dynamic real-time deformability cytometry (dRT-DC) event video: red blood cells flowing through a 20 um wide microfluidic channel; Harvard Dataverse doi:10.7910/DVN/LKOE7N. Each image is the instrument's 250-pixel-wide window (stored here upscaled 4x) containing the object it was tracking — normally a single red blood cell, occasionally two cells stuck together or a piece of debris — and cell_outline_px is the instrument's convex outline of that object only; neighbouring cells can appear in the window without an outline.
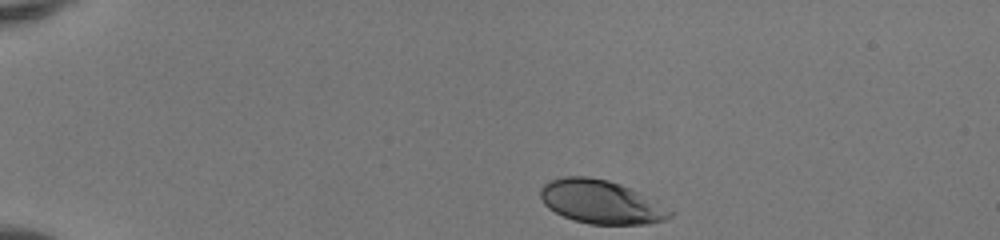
{"species": "human", "species_latin": "Homo sapiens", "temperature_condition": "room temperature", "stored_images_in_passage": 38, "camera_frame_rate_fps": 3000, "um_per_image_px": 0.085, "donor": {"sex": "female"}, "frame": {"image": 1, "passage_image": 1, "time_ms": 0.0, "image_size_px": [1000, 240], "cell_outline_px": [[676, 212], [672, 216], [664, 220], [648, 224], [588, 224], [572, 220], [548, 208], [544, 204], [540, 196], [540, 188], [544, 184], [552, 180], [564, 176], [588, 176], [608, 180], [620, 184], [640, 192]], "centroid_in_image_um": [51.1, 17.16], "position_along_channel_um": 33.9, "area_um2": 33.0}}
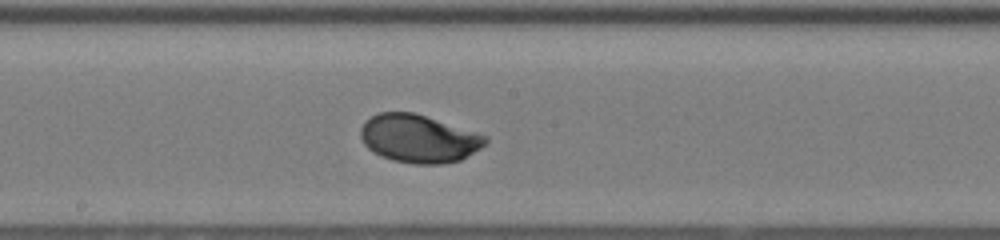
{"frame": {"image": 2, "passage_image": 20, "time_ms": 6.333, "image_size_px": [1000, 240], "cell_outline_px": [[488, 140], [480, 148], [460, 160], [440, 164], [416, 164], [392, 160], [380, 156], [368, 148], [364, 144], [360, 136], [360, 128], [364, 120], [376, 112], [412, 112], [476, 132], [488, 136]], "centroid_in_image_um": [35.54, 11.78], "position_along_channel_um": 212.7, "area_um2": 34.85}}
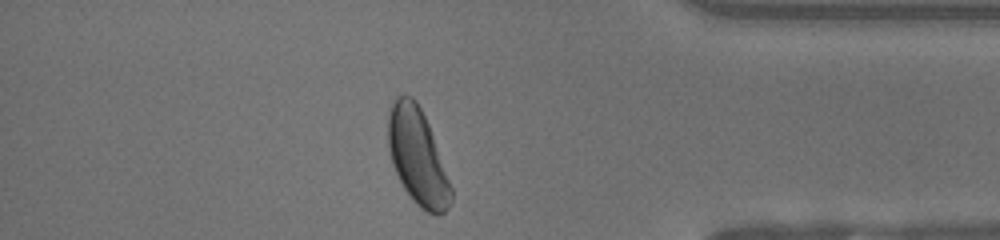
{"frame": {"image": 3, "passage_image": 35, "time_ms": 11.333, "image_size_px": [1000, 240], "cell_outline_px": [[452, 200], [448, 208], [444, 212], [428, 212], [420, 208], [412, 200], [404, 188], [392, 164], [388, 148], [388, 108], [396, 96], [404, 92], [412, 96], [416, 100], [428, 124], [452, 188]], "centroid_in_image_um": [35.45, 13.26], "position_along_channel_um": 399.7, "area_um2": 35.03}, "authors_computed_cell_mechanics": {"area_um2": 33.9575, "velocity_mm_per_s": 4.113, "shape_relaxation_time_tau1_ms": 1.634, "shape_relaxation_time_tau2_ms": null, "deformation_change_tau1": 0.1195, "deformation_change_tau2": null}}